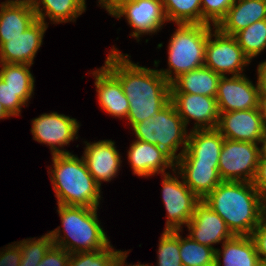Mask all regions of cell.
Instances as JSON below:
<instances>
[{
  "mask_svg": "<svg viewBox=\"0 0 266 266\" xmlns=\"http://www.w3.org/2000/svg\"><path fill=\"white\" fill-rule=\"evenodd\" d=\"M203 200L235 236H251L264 218V198L252 182L222 181Z\"/></svg>",
  "mask_w": 266,
  "mask_h": 266,
  "instance_id": "7a4b0ae2",
  "label": "cell"
},
{
  "mask_svg": "<svg viewBox=\"0 0 266 266\" xmlns=\"http://www.w3.org/2000/svg\"><path fill=\"white\" fill-rule=\"evenodd\" d=\"M265 19L266 0H235L216 27L222 33L234 36L249 25Z\"/></svg>",
  "mask_w": 266,
  "mask_h": 266,
  "instance_id": "44dd1931",
  "label": "cell"
},
{
  "mask_svg": "<svg viewBox=\"0 0 266 266\" xmlns=\"http://www.w3.org/2000/svg\"><path fill=\"white\" fill-rule=\"evenodd\" d=\"M253 185L260 193V195L266 197V158H260L259 165L257 167L256 175L253 180Z\"/></svg>",
  "mask_w": 266,
  "mask_h": 266,
  "instance_id": "f35d334b",
  "label": "cell"
},
{
  "mask_svg": "<svg viewBox=\"0 0 266 266\" xmlns=\"http://www.w3.org/2000/svg\"><path fill=\"white\" fill-rule=\"evenodd\" d=\"M255 83L245 74L221 76L215 97L219 113L258 108L259 87Z\"/></svg>",
  "mask_w": 266,
  "mask_h": 266,
  "instance_id": "7c38bea8",
  "label": "cell"
},
{
  "mask_svg": "<svg viewBox=\"0 0 266 266\" xmlns=\"http://www.w3.org/2000/svg\"><path fill=\"white\" fill-rule=\"evenodd\" d=\"M234 2L235 0H201L202 24L216 27Z\"/></svg>",
  "mask_w": 266,
  "mask_h": 266,
  "instance_id": "e575fe53",
  "label": "cell"
},
{
  "mask_svg": "<svg viewBox=\"0 0 266 266\" xmlns=\"http://www.w3.org/2000/svg\"><path fill=\"white\" fill-rule=\"evenodd\" d=\"M234 37L244 54L250 59L259 56L266 49V19L260 20L237 32Z\"/></svg>",
  "mask_w": 266,
  "mask_h": 266,
  "instance_id": "83f0119b",
  "label": "cell"
},
{
  "mask_svg": "<svg viewBox=\"0 0 266 266\" xmlns=\"http://www.w3.org/2000/svg\"><path fill=\"white\" fill-rule=\"evenodd\" d=\"M225 139L260 144L265 125L259 108L223 112L216 128Z\"/></svg>",
  "mask_w": 266,
  "mask_h": 266,
  "instance_id": "9a60e30c",
  "label": "cell"
},
{
  "mask_svg": "<svg viewBox=\"0 0 266 266\" xmlns=\"http://www.w3.org/2000/svg\"><path fill=\"white\" fill-rule=\"evenodd\" d=\"M85 143L83 156L88 171L96 183L101 187L102 182H110L118 176L122 160L115 142L111 140H99Z\"/></svg>",
  "mask_w": 266,
  "mask_h": 266,
  "instance_id": "e0dca14e",
  "label": "cell"
},
{
  "mask_svg": "<svg viewBox=\"0 0 266 266\" xmlns=\"http://www.w3.org/2000/svg\"><path fill=\"white\" fill-rule=\"evenodd\" d=\"M37 20L32 5L0 3V37H15Z\"/></svg>",
  "mask_w": 266,
  "mask_h": 266,
  "instance_id": "484cf974",
  "label": "cell"
},
{
  "mask_svg": "<svg viewBox=\"0 0 266 266\" xmlns=\"http://www.w3.org/2000/svg\"><path fill=\"white\" fill-rule=\"evenodd\" d=\"M260 158H266V129L260 141Z\"/></svg>",
  "mask_w": 266,
  "mask_h": 266,
  "instance_id": "ee69618b",
  "label": "cell"
},
{
  "mask_svg": "<svg viewBox=\"0 0 266 266\" xmlns=\"http://www.w3.org/2000/svg\"><path fill=\"white\" fill-rule=\"evenodd\" d=\"M175 170L186 186L201 200L223 181L218 164H175Z\"/></svg>",
  "mask_w": 266,
  "mask_h": 266,
  "instance_id": "603a6c76",
  "label": "cell"
},
{
  "mask_svg": "<svg viewBox=\"0 0 266 266\" xmlns=\"http://www.w3.org/2000/svg\"><path fill=\"white\" fill-rule=\"evenodd\" d=\"M171 102L186 127L194 120V129H215L219 121V109L215 97L200 94L171 93Z\"/></svg>",
  "mask_w": 266,
  "mask_h": 266,
  "instance_id": "4fadbf2b",
  "label": "cell"
},
{
  "mask_svg": "<svg viewBox=\"0 0 266 266\" xmlns=\"http://www.w3.org/2000/svg\"><path fill=\"white\" fill-rule=\"evenodd\" d=\"M16 243L22 253L20 266H38L47 251L54 245L48 232L40 238H26Z\"/></svg>",
  "mask_w": 266,
  "mask_h": 266,
  "instance_id": "4dcf8cb0",
  "label": "cell"
},
{
  "mask_svg": "<svg viewBox=\"0 0 266 266\" xmlns=\"http://www.w3.org/2000/svg\"><path fill=\"white\" fill-rule=\"evenodd\" d=\"M186 227L192 239L214 250L217 249L214 244L223 243L234 236L222 217L214 212L205 200H200L195 205L194 213Z\"/></svg>",
  "mask_w": 266,
  "mask_h": 266,
  "instance_id": "2e32d148",
  "label": "cell"
},
{
  "mask_svg": "<svg viewBox=\"0 0 266 266\" xmlns=\"http://www.w3.org/2000/svg\"><path fill=\"white\" fill-rule=\"evenodd\" d=\"M127 159L132 173L138 177L166 174L175 169V161L155 144L134 140L127 150Z\"/></svg>",
  "mask_w": 266,
  "mask_h": 266,
  "instance_id": "ac0fdd59",
  "label": "cell"
},
{
  "mask_svg": "<svg viewBox=\"0 0 266 266\" xmlns=\"http://www.w3.org/2000/svg\"><path fill=\"white\" fill-rule=\"evenodd\" d=\"M128 54L112 47L104 66L120 81L129 101L131 127L157 114L171 101V84L158 71L132 62Z\"/></svg>",
  "mask_w": 266,
  "mask_h": 266,
  "instance_id": "6da1fadb",
  "label": "cell"
},
{
  "mask_svg": "<svg viewBox=\"0 0 266 266\" xmlns=\"http://www.w3.org/2000/svg\"><path fill=\"white\" fill-rule=\"evenodd\" d=\"M251 237L255 243L256 251L262 265L266 264V218L252 232Z\"/></svg>",
  "mask_w": 266,
  "mask_h": 266,
  "instance_id": "74e56055",
  "label": "cell"
},
{
  "mask_svg": "<svg viewBox=\"0 0 266 266\" xmlns=\"http://www.w3.org/2000/svg\"><path fill=\"white\" fill-rule=\"evenodd\" d=\"M57 207L62 225L48 232L55 246L72 254L102 250L110 245L98 220V208L59 204Z\"/></svg>",
  "mask_w": 266,
  "mask_h": 266,
  "instance_id": "277c9868",
  "label": "cell"
},
{
  "mask_svg": "<svg viewBox=\"0 0 266 266\" xmlns=\"http://www.w3.org/2000/svg\"><path fill=\"white\" fill-rule=\"evenodd\" d=\"M31 122L33 140L50 146L51 155L71 153L64 149V146L78 139V130L81 125L76 118L53 111L40 114Z\"/></svg>",
  "mask_w": 266,
  "mask_h": 266,
  "instance_id": "30bf717a",
  "label": "cell"
},
{
  "mask_svg": "<svg viewBox=\"0 0 266 266\" xmlns=\"http://www.w3.org/2000/svg\"><path fill=\"white\" fill-rule=\"evenodd\" d=\"M34 0H5L1 4H27L32 5Z\"/></svg>",
  "mask_w": 266,
  "mask_h": 266,
  "instance_id": "f6af8a7d",
  "label": "cell"
},
{
  "mask_svg": "<svg viewBox=\"0 0 266 266\" xmlns=\"http://www.w3.org/2000/svg\"><path fill=\"white\" fill-rule=\"evenodd\" d=\"M31 66L17 63H0V78L12 90H34L35 77L30 71Z\"/></svg>",
  "mask_w": 266,
  "mask_h": 266,
  "instance_id": "f546056e",
  "label": "cell"
},
{
  "mask_svg": "<svg viewBox=\"0 0 266 266\" xmlns=\"http://www.w3.org/2000/svg\"><path fill=\"white\" fill-rule=\"evenodd\" d=\"M34 95V90H12L0 78V102L13 117L21 116V109L27 106Z\"/></svg>",
  "mask_w": 266,
  "mask_h": 266,
  "instance_id": "836d02e7",
  "label": "cell"
},
{
  "mask_svg": "<svg viewBox=\"0 0 266 266\" xmlns=\"http://www.w3.org/2000/svg\"><path fill=\"white\" fill-rule=\"evenodd\" d=\"M167 21L202 24L201 0H162Z\"/></svg>",
  "mask_w": 266,
  "mask_h": 266,
  "instance_id": "4316f807",
  "label": "cell"
},
{
  "mask_svg": "<svg viewBox=\"0 0 266 266\" xmlns=\"http://www.w3.org/2000/svg\"><path fill=\"white\" fill-rule=\"evenodd\" d=\"M180 259L184 266H215V250L202 245L189 235H180Z\"/></svg>",
  "mask_w": 266,
  "mask_h": 266,
  "instance_id": "f1b7e54d",
  "label": "cell"
},
{
  "mask_svg": "<svg viewBox=\"0 0 266 266\" xmlns=\"http://www.w3.org/2000/svg\"><path fill=\"white\" fill-rule=\"evenodd\" d=\"M119 251L110 244L102 250L72 253L67 266H110Z\"/></svg>",
  "mask_w": 266,
  "mask_h": 266,
  "instance_id": "d6a6232c",
  "label": "cell"
},
{
  "mask_svg": "<svg viewBox=\"0 0 266 266\" xmlns=\"http://www.w3.org/2000/svg\"><path fill=\"white\" fill-rule=\"evenodd\" d=\"M221 75L206 66L181 74L171 83V93L216 97Z\"/></svg>",
  "mask_w": 266,
  "mask_h": 266,
  "instance_id": "cb8c5ba5",
  "label": "cell"
},
{
  "mask_svg": "<svg viewBox=\"0 0 266 266\" xmlns=\"http://www.w3.org/2000/svg\"><path fill=\"white\" fill-rule=\"evenodd\" d=\"M221 247L215 250V266H262L251 236L234 235Z\"/></svg>",
  "mask_w": 266,
  "mask_h": 266,
  "instance_id": "7402d4cb",
  "label": "cell"
},
{
  "mask_svg": "<svg viewBox=\"0 0 266 266\" xmlns=\"http://www.w3.org/2000/svg\"><path fill=\"white\" fill-rule=\"evenodd\" d=\"M168 47V68L158 71L171 84L181 74L198 69L205 63V46L212 25L175 24Z\"/></svg>",
  "mask_w": 266,
  "mask_h": 266,
  "instance_id": "5b68a950",
  "label": "cell"
},
{
  "mask_svg": "<svg viewBox=\"0 0 266 266\" xmlns=\"http://www.w3.org/2000/svg\"><path fill=\"white\" fill-rule=\"evenodd\" d=\"M47 28L48 24L37 19L19 36L0 37V63L33 65Z\"/></svg>",
  "mask_w": 266,
  "mask_h": 266,
  "instance_id": "5bb4252c",
  "label": "cell"
},
{
  "mask_svg": "<svg viewBox=\"0 0 266 266\" xmlns=\"http://www.w3.org/2000/svg\"><path fill=\"white\" fill-rule=\"evenodd\" d=\"M172 172L173 175L171 172L161 175L162 201L167 213L164 231L183 230V225L191 220L195 205L201 200L186 186L175 169Z\"/></svg>",
  "mask_w": 266,
  "mask_h": 266,
  "instance_id": "ba28073f",
  "label": "cell"
},
{
  "mask_svg": "<svg viewBox=\"0 0 266 266\" xmlns=\"http://www.w3.org/2000/svg\"><path fill=\"white\" fill-rule=\"evenodd\" d=\"M89 74L95 78L94 85L101 109L115 118L127 119L129 101L120 81L104 65Z\"/></svg>",
  "mask_w": 266,
  "mask_h": 266,
  "instance_id": "ffe728a7",
  "label": "cell"
},
{
  "mask_svg": "<svg viewBox=\"0 0 266 266\" xmlns=\"http://www.w3.org/2000/svg\"><path fill=\"white\" fill-rule=\"evenodd\" d=\"M258 108L266 127V93L259 92Z\"/></svg>",
  "mask_w": 266,
  "mask_h": 266,
  "instance_id": "7bdbcfd3",
  "label": "cell"
},
{
  "mask_svg": "<svg viewBox=\"0 0 266 266\" xmlns=\"http://www.w3.org/2000/svg\"><path fill=\"white\" fill-rule=\"evenodd\" d=\"M22 253L16 242L0 249V266H20Z\"/></svg>",
  "mask_w": 266,
  "mask_h": 266,
  "instance_id": "8d00e7d4",
  "label": "cell"
},
{
  "mask_svg": "<svg viewBox=\"0 0 266 266\" xmlns=\"http://www.w3.org/2000/svg\"><path fill=\"white\" fill-rule=\"evenodd\" d=\"M225 138L215 129H190L187 148L175 164H219Z\"/></svg>",
  "mask_w": 266,
  "mask_h": 266,
  "instance_id": "d6986e66",
  "label": "cell"
},
{
  "mask_svg": "<svg viewBox=\"0 0 266 266\" xmlns=\"http://www.w3.org/2000/svg\"><path fill=\"white\" fill-rule=\"evenodd\" d=\"M182 230L163 231L160 235L156 266H181L180 234Z\"/></svg>",
  "mask_w": 266,
  "mask_h": 266,
  "instance_id": "1f68e13d",
  "label": "cell"
},
{
  "mask_svg": "<svg viewBox=\"0 0 266 266\" xmlns=\"http://www.w3.org/2000/svg\"><path fill=\"white\" fill-rule=\"evenodd\" d=\"M116 19L124 17L133 30L130 36L140 41L142 35H152L168 23L162 0H135L123 4L112 15Z\"/></svg>",
  "mask_w": 266,
  "mask_h": 266,
  "instance_id": "8fae6325",
  "label": "cell"
},
{
  "mask_svg": "<svg viewBox=\"0 0 266 266\" xmlns=\"http://www.w3.org/2000/svg\"><path fill=\"white\" fill-rule=\"evenodd\" d=\"M264 218H266V197L264 198Z\"/></svg>",
  "mask_w": 266,
  "mask_h": 266,
  "instance_id": "7dc6e473",
  "label": "cell"
},
{
  "mask_svg": "<svg viewBox=\"0 0 266 266\" xmlns=\"http://www.w3.org/2000/svg\"><path fill=\"white\" fill-rule=\"evenodd\" d=\"M47 172L57 205L100 207L101 187L87 169L83 158L71 153L52 155ZM54 168V169H53Z\"/></svg>",
  "mask_w": 266,
  "mask_h": 266,
  "instance_id": "3957f363",
  "label": "cell"
},
{
  "mask_svg": "<svg viewBox=\"0 0 266 266\" xmlns=\"http://www.w3.org/2000/svg\"><path fill=\"white\" fill-rule=\"evenodd\" d=\"M133 1L135 0H98V6L100 5L102 8L106 9L109 15H112L123 4Z\"/></svg>",
  "mask_w": 266,
  "mask_h": 266,
  "instance_id": "ab89813d",
  "label": "cell"
},
{
  "mask_svg": "<svg viewBox=\"0 0 266 266\" xmlns=\"http://www.w3.org/2000/svg\"><path fill=\"white\" fill-rule=\"evenodd\" d=\"M37 19L53 24L76 22L86 11V0H34L32 4Z\"/></svg>",
  "mask_w": 266,
  "mask_h": 266,
  "instance_id": "d4e9b609",
  "label": "cell"
},
{
  "mask_svg": "<svg viewBox=\"0 0 266 266\" xmlns=\"http://www.w3.org/2000/svg\"><path fill=\"white\" fill-rule=\"evenodd\" d=\"M250 63L236 38L213 26L205 46L204 66L221 76H239L245 74L243 71Z\"/></svg>",
  "mask_w": 266,
  "mask_h": 266,
  "instance_id": "52a82bcc",
  "label": "cell"
},
{
  "mask_svg": "<svg viewBox=\"0 0 266 266\" xmlns=\"http://www.w3.org/2000/svg\"><path fill=\"white\" fill-rule=\"evenodd\" d=\"M131 129L136 140L155 144L175 162L187 148L189 132L171 101L157 114L134 124Z\"/></svg>",
  "mask_w": 266,
  "mask_h": 266,
  "instance_id": "8992f818",
  "label": "cell"
},
{
  "mask_svg": "<svg viewBox=\"0 0 266 266\" xmlns=\"http://www.w3.org/2000/svg\"><path fill=\"white\" fill-rule=\"evenodd\" d=\"M130 253L129 251H119L118 254L116 255V257L114 258V260L112 261L110 266H154L152 265H148V264H141L140 262H138L137 264H130L129 265L126 263V258L128 257V254Z\"/></svg>",
  "mask_w": 266,
  "mask_h": 266,
  "instance_id": "b9f144b4",
  "label": "cell"
},
{
  "mask_svg": "<svg viewBox=\"0 0 266 266\" xmlns=\"http://www.w3.org/2000/svg\"><path fill=\"white\" fill-rule=\"evenodd\" d=\"M12 117L4 108L3 104L0 102V119H7Z\"/></svg>",
  "mask_w": 266,
  "mask_h": 266,
  "instance_id": "bcb514c9",
  "label": "cell"
},
{
  "mask_svg": "<svg viewBox=\"0 0 266 266\" xmlns=\"http://www.w3.org/2000/svg\"><path fill=\"white\" fill-rule=\"evenodd\" d=\"M260 144L225 139L219 156L223 181L253 182L260 160Z\"/></svg>",
  "mask_w": 266,
  "mask_h": 266,
  "instance_id": "9c48e42d",
  "label": "cell"
},
{
  "mask_svg": "<svg viewBox=\"0 0 266 266\" xmlns=\"http://www.w3.org/2000/svg\"><path fill=\"white\" fill-rule=\"evenodd\" d=\"M256 73L259 92L266 93V60L258 64Z\"/></svg>",
  "mask_w": 266,
  "mask_h": 266,
  "instance_id": "60d3db41",
  "label": "cell"
},
{
  "mask_svg": "<svg viewBox=\"0 0 266 266\" xmlns=\"http://www.w3.org/2000/svg\"><path fill=\"white\" fill-rule=\"evenodd\" d=\"M70 255L63 248L53 245L38 266H67Z\"/></svg>",
  "mask_w": 266,
  "mask_h": 266,
  "instance_id": "d590c367",
  "label": "cell"
}]
</instances>
